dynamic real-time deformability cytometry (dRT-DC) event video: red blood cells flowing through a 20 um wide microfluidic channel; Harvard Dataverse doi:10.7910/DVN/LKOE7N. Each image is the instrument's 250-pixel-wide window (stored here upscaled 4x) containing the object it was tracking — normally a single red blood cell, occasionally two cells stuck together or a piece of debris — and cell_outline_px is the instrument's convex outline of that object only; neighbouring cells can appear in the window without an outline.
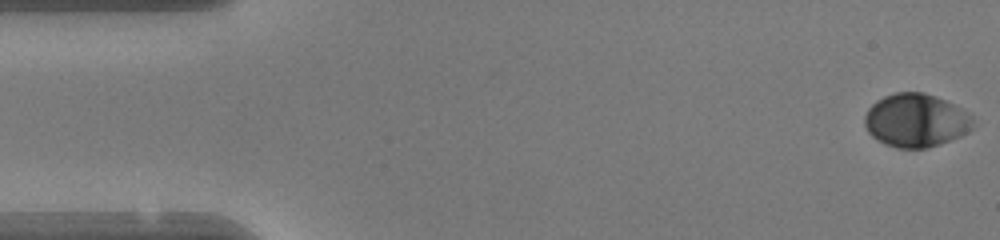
{"species": "human", "species_latin": "Homo sapiens", "temperature_condition": "warm", "stored_images_in_passage": 49, "camera_frame_rate_fps": 3000, "um_per_image_px": 0.085, "donor": {"sex": "female"}, "frame": {"image": 1, "passage_image": 1, "time_ms": 0.0, "image_size_px": [1000, 240], "cell_outline_px": [[972, 128], [968, 132], [960, 136], [940, 144], [928, 148], [896, 148], [884, 144], [876, 140], [868, 132], [864, 124], [864, 116], [868, 108], [876, 100], [884, 96], [896, 92], [924, 92], [936, 96], [960, 108], [972, 116]], "centroid_in_image_um": [77.81, 10.24], "position_along_channel_um": 7.2, "area_um2": 33.81}}
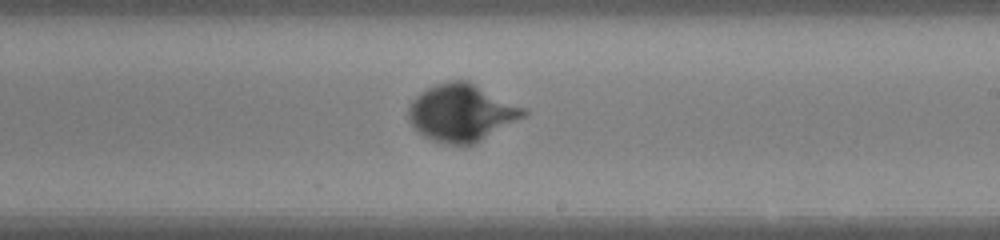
{"frame": {"image": 2, "passage_image": 28, "time_ms": 9.0, "image_size_px": [1000, 240], "cell_outline_px": [[528, 112], [524, 116], [476, 144], [448, 144], [432, 140], [424, 136], [408, 120], [408, 108], [416, 96], [420, 92], [436, 84], [448, 80], [468, 80], [528, 108]], "centroid_in_image_um": [39.27, 9.56], "position_along_channel_um": 249.7, "area_um2": 38.49}}
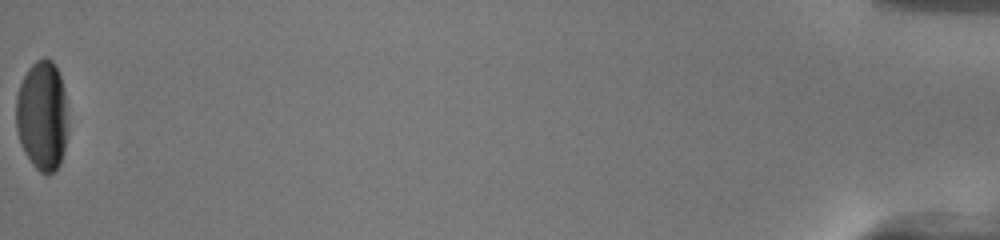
{"frame": {"image": 3, "passage_image": 49, "time_ms": 16.0, "image_size_px": [1000, 240], "cell_outline_px": [[68, 128], [64, 148], [60, 164], [48, 176], [40, 172], [32, 164], [24, 152], [20, 144], [16, 128], [16, 96], [20, 84], [28, 68], [36, 60], [44, 56], [52, 60], [60, 76], [64, 92], [68, 112]], "centroid_in_image_um": [3.59, 9.84], "position_along_channel_um": 431.6, "area_um2": 33.64}, "authors_computed_cell_mechanics": {"area_um2": 34.4488, "velocity_mm_per_s": 4.1606, "shape_relaxation_time_tau1_ms": 2.5777, "shape_relaxation_time_tau2_ms": null, "deformation_change_tau1": 0.165, "deformation_change_tau2": null}}